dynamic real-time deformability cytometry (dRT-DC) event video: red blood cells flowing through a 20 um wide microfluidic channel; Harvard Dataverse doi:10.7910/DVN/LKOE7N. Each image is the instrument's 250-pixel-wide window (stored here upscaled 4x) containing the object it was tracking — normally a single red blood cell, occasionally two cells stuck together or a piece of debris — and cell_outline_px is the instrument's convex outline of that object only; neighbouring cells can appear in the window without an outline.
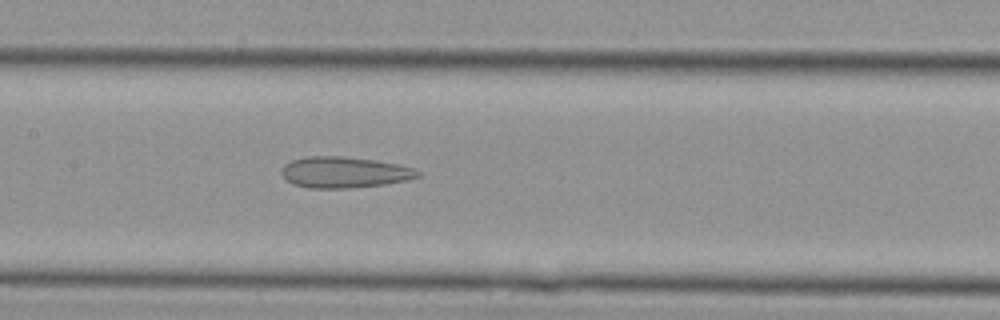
{"species": "Egyptian fruit bat (a non-hibernating species)", "species_latin": "Rousettus aegyptiacus", "temperature_condition": "cold", "stored_images_in_passage": 16, "camera_frame_rate_fps": 3000, "um_per_image_px": 0.085, "animal": {"sex": "female"}, "frame": {"image": 1, "passage_image": 14, "time_ms": 4.333, "image_size_px": [1000, 320], "cell_outline_px": [[420, 176], [408, 180], [384, 184], [348, 188], [308, 188], [296, 184], [288, 180], [280, 172], [280, 168], [284, 164], [292, 160], [308, 156], [344, 156], [376, 160], [396, 164], [412, 168], [420, 172]], "centroid_in_image_um": [29.25, 14.64], "position_along_channel_um": 178.1, "area_um2": 24.57}}
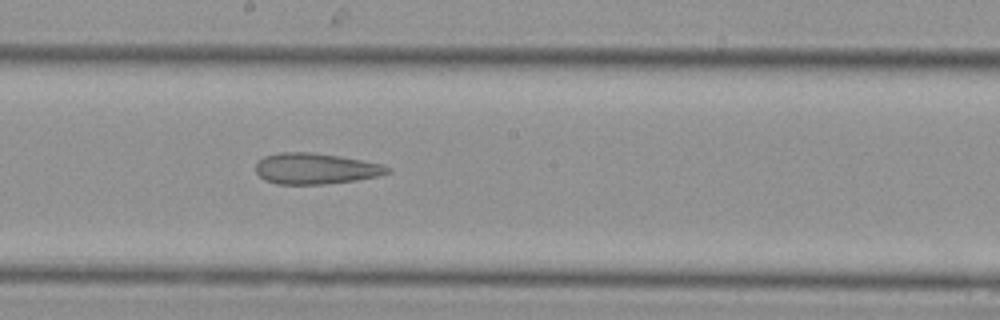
{"frame": {"image": 2, "passage_image": 16, "time_ms": 5.0, "image_size_px": [1000, 320], "cell_outline_px": [[392, 172], [376, 176], [356, 180], [324, 184], [276, 184], [264, 180], [256, 172], [256, 164], [264, 156], [280, 152], [312, 152], [340, 156], [384, 164], [392, 168]], "centroid_in_image_um": [26.84, 14.33], "position_along_channel_um": 221.4, "area_um2": 23.87}}